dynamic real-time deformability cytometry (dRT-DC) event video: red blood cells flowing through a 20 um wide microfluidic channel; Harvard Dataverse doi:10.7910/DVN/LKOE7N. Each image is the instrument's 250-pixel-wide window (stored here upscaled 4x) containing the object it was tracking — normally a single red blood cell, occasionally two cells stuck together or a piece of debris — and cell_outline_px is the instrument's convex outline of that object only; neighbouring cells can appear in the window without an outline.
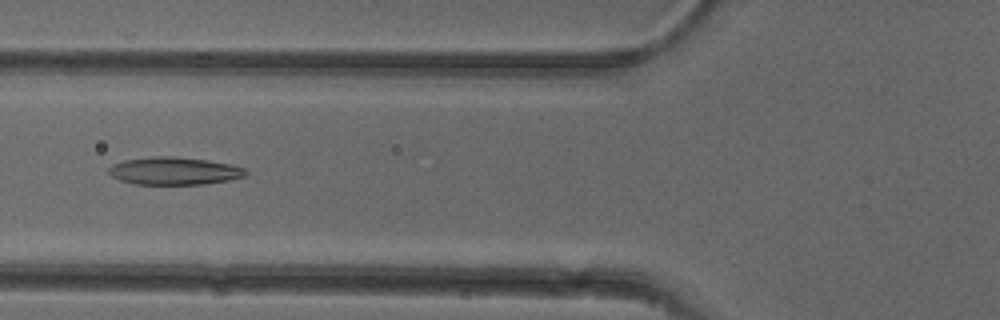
{"species": "common noctule bat (a hibernating species)", "species_latin": "Nyctalus noctula", "temperature_condition": "cold", "stored_images_in_passage": 5, "camera_frame_rate_fps": 3000, "um_per_image_px": 0.085, "animal": {"sex": "female"}, "frame": {"image": 1, "passage_image": 5, "time_ms": 1.333, "image_size_px": [1000, 320], "cell_outline_px": [[248, 172], [244, 176], [228, 180], [204, 184], [136, 184], [120, 180], [112, 176], [108, 172], [108, 168], [112, 164], [124, 160], [152, 156], [172, 156], [208, 160], [232, 164], [244, 168]], "centroid_in_image_um": [14.8, 14.52], "position_along_channel_um": 111.0, "area_um2": 22.08}}